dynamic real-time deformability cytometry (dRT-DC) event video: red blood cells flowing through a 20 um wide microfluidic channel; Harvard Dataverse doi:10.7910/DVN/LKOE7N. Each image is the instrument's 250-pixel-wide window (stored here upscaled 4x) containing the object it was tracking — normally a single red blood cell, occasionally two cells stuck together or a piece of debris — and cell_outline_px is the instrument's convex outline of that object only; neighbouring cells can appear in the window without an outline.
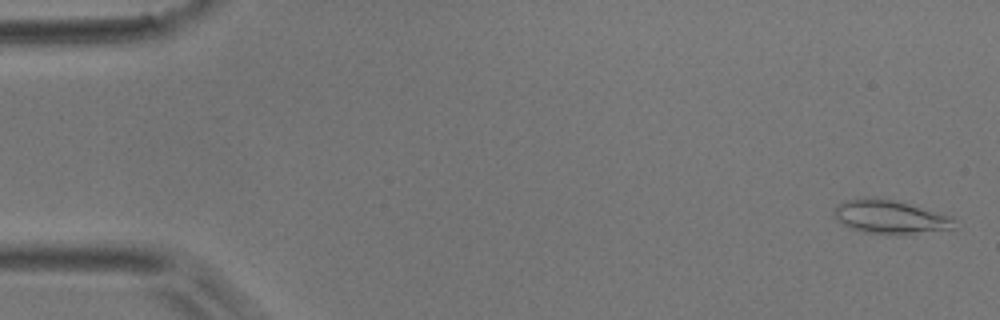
{"species": "common noctule bat (a hibernating species)", "species_latin": "Nyctalus noctula", "temperature_condition": "room temperature", "stored_images_in_passage": 51, "camera_frame_rate_fps": 3000, "um_per_image_px": 0.085, "animal": {"sex": "male", "body_mass_g": 17.9}, "frame": {"image": 1, "passage_image": 2, "time_ms": 0.333, "image_size_px": [1000, 320], "cell_outline_px": [[956, 220], [952, 228], [904, 236], [864, 232], [848, 228], [836, 220], [832, 212], [832, 208], [836, 204], [844, 200], [864, 196], [868, 196], [892, 200], [908, 204], [952, 216]], "centroid_in_image_um": [75.58, 18.44], "position_along_channel_um": 9.4, "area_um2": 24.16}}
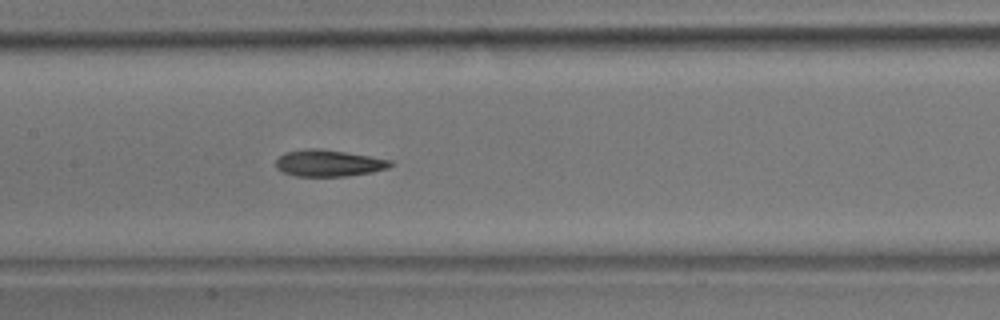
{"frame": {"image": 2, "passage_image": 25, "time_ms": 8.0, "image_size_px": [1000, 320], "cell_outline_px": [[392, 164], [388, 168], [372, 172], [344, 176], [296, 176], [284, 172], [276, 168], [276, 160], [284, 152], [308, 148], [320, 148], [392, 160]], "centroid_in_image_um": [27.91, 13.86], "position_along_channel_um": 179.5, "area_um2": 17.63}}
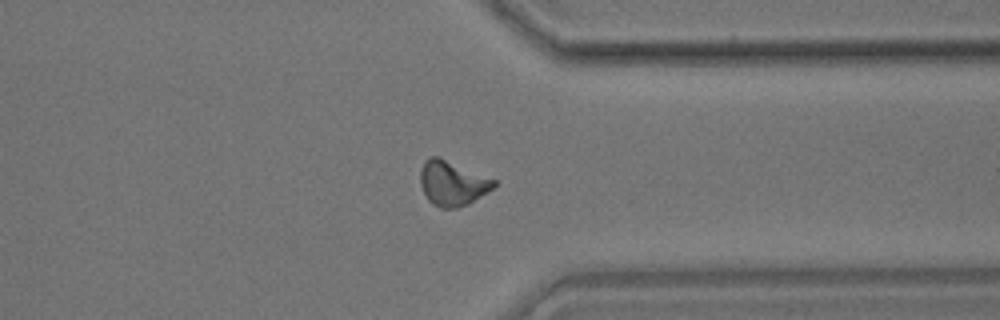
{"frame": {"image": 3, "passage_image": 40, "time_ms": 13.0, "image_size_px": [1000, 320], "cell_outline_px": [[496, 184], [492, 188], [468, 204], [456, 208], [440, 208], [432, 204], [428, 200], [420, 184], [420, 168], [424, 160], [428, 156], [436, 156], [496, 180]], "centroid_in_image_um": [38.4, 15.58], "position_along_channel_um": 373.0, "area_um2": 18.96}, "authors_computed_cell_mechanics": {"area_um2": 18.207, "velocity_mm_per_s": 3.9321, "shape_relaxation_time_tau1_ms": 8.5894, "shape_relaxation_time_tau2_ms": 1.9109, "deformation_change_tau1": 0.2222, "deformation_change_tau2": 0.0827}}